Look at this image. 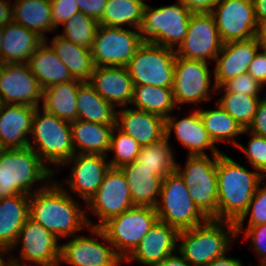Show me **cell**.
Instances as JSON below:
<instances>
[{
  "label": "cell",
  "mask_w": 266,
  "mask_h": 266,
  "mask_svg": "<svg viewBox=\"0 0 266 266\" xmlns=\"http://www.w3.org/2000/svg\"><path fill=\"white\" fill-rule=\"evenodd\" d=\"M251 138L248 147L241 143L236 148L244 152L247 161L258 171L263 177L266 174V137L258 136L250 133Z\"/></svg>",
  "instance_id": "ee69618b"
},
{
  "label": "cell",
  "mask_w": 266,
  "mask_h": 266,
  "mask_svg": "<svg viewBox=\"0 0 266 266\" xmlns=\"http://www.w3.org/2000/svg\"><path fill=\"white\" fill-rule=\"evenodd\" d=\"M210 13L223 43L257 36L252 0H220Z\"/></svg>",
  "instance_id": "9a60e30c"
},
{
  "label": "cell",
  "mask_w": 266,
  "mask_h": 266,
  "mask_svg": "<svg viewBox=\"0 0 266 266\" xmlns=\"http://www.w3.org/2000/svg\"><path fill=\"white\" fill-rule=\"evenodd\" d=\"M223 42L210 12H193L189 19L187 35L175 50L177 57L189 60H215Z\"/></svg>",
  "instance_id": "8fae6325"
},
{
  "label": "cell",
  "mask_w": 266,
  "mask_h": 266,
  "mask_svg": "<svg viewBox=\"0 0 266 266\" xmlns=\"http://www.w3.org/2000/svg\"><path fill=\"white\" fill-rule=\"evenodd\" d=\"M192 12H211L220 0H184Z\"/></svg>",
  "instance_id": "816d5d0a"
},
{
  "label": "cell",
  "mask_w": 266,
  "mask_h": 266,
  "mask_svg": "<svg viewBox=\"0 0 266 266\" xmlns=\"http://www.w3.org/2000/svg\"><path fill=\"white\" fill-rule=\"evenodd\" d=\"M80 12L99 21L102 18L107 0H76Z\"/></svg>",
  "instance_id": "f907efd6"
},
{
  "label": "cell",
  "mask_w": 266,
  "mask_h": 266,
  "mask_svg": "<svg viewBox=\"0 0 266 266\" xmlns=\"http://www.w3.org/2000/svg\"><path fill=\"white\" fill-rule=\"evenodd\" d=\"M248 73L262 86H266V49L258 51L250 63Z\"/></svg>",
  "instance_id": "681fc988"
},
{
  "label": "cell",
  "mask_w": 266,
  "mask_h": 266,
  "mask_svg": "<svg viewBox=\"0 0 266 266\" xmlns=\"http://www.w3.org/2000/svg\"><path fill=\"white\" fill-rule=\"evenodd\" d=\"M198 113L214 143L229 141L233 146H237L238 142L234 138L243 134L244 129L221 106L217 105V109L211 110L201 109Z\"/></svg>",
  "instance_id": "d590c367"
},
{
  "label": "cell",
  "mask_w": 266,
  "mask_h": 266,
  "mask_svg": "<svg viewBox=\"0 0 266 266\" xmlns=\"http://www.w3.org/2000/svg\"><path fill=\"white\" fill-rule=\"evenodd\" d=\"M108 156L100 154H74L65 164H73L66 178L69 188L87 203L101 185L110 165Z\"/></svg>",
  "instance_id": "ac0fdd59"
},
{
  "label": "cell",
  "mask_w": 266,
  "mask_h": 266,
  "mask_svg": "<svg viewBox=\"0 0 266 266\" xmlns=\"http://www.w3.org/2000/svg\"><path fill=\"white\" fill-rule=\"evenodd\" d=\"M88 82L114 107L132 102L134 84L126 67H94Z\"/></svg>",
  "instance_id": "603a6c76"
},
{
  "label": "cell",
  "mask_w": 266,
  "mask_h": 266,
  "mask_svg": "<svg viewBox=\"0 0 266 266\" xmlns=\"http://www.w3.org/2000/svg\"><path fill=\"white\" fill-rule=\"evenodd\" d=\"M88 229L93 236H99L109 245L101 244L94 237L75 235L61 245L60 263L66 262L72 266H120L123 259L116 253L104 231L100 227Z\"/></svg>",
  "instance_id": "7c38bea8"
},
{
  "label": "cell",
  "mask_w": 266,
  "mask_h": 266,
  "mask_svg": "<svg viewBox=\"0 0 266 266\" xmlns=\"http://www.w3.org/2000/svg\"><path fill=\"white\" fill-rule=\"evenodd\" d=\"M253 133L258 136L266 137V97L261 98L256 113L251 124L243 130V134Z\"/></svg>",
  "instance_id": "c3c4849f"
},
{
  "label": "cell",
  "mask_w": 266,
  "mask_h": 266,
  "mask_svg": "<svg viewBox=\"0 0 266 266\" xmlns=\"http://www.w3.org/2000/svg\"><path fill=\"white\" fill-rule=\"evenodd\" d=\"M222 87L235 94L260 97L259 92L264 88L249 73L241 74L225 82Z\"/></svg>",
  "instance_id": "f6af8a7d"
},
{
  "label": "cell",
  "mask_w": 266,
  "mask_h": 266,
  "mask_svg": "<svg viewBox=\"0 0 266 266\" xmlns=\"http://www.w3.org/2000/svg\"><path fill=\"white\" fill-rule=\"evenodd\" d=\"M116 127L141 146L158 142L165 137V119L136 108L125 107L116 111Z\"/></svg>",
  "instance_id": "7402d4cb"
},
{
  "label": "cell",
  "mask_w": 266,
  "mask_h": 266,
  "mask_svg": "<svg viewBox=\"0 0 266 266\" xmlns=\"http://www.w3.org/2000/svg\"><path fill=\"white\" fill-rule=\"evenodd\" d=\"M157 220L158 215L154 207L134 206L112 217L100 228L116 253L125 261Z\"/></svg>",
  "instance_id": "ba28073f"
},
{
  "label": "cell",
  "mask_w": 266,
  "mask_h": 266,
  "mask_svg": "<svg viewBox=\"0 0 266 266\" xmlns=\"http://www.w3.org/2000/svg\"><path fill=\"white\" fill-rule=\"evenodd\" d=\"M132 105L166 119L176 107L172 88L134 85Z\"/></svg>",
  "instance_id": "836d02e7"
},
{
  "label": "cell",
  "mask_w": 266,
  "mask_h": 266,
  "mask_svg": "<svg viewBox=\"0 0 266 266\" xmlns=\"http://www.w3.org/2000/svg\"><path fill=\"white\" fill-rule=\"evenodd\" d=\"M54 174V169L46 167L29 146L5 149L0 155V199L17 194L31 195L49 183L35 189H32L33 184L42 183Z\"/></svg>",
  "instance_id": "3957f363"
},
{
  "label": "cell",
  "mask_w": 266,
  "mask_h": 266,
  "mask_svg": "<svg viewBox=\"0 0 266 266\" xmlns=\"http://www.w3.org/2000/svg\"><path fill=\"white\" fill-rule=\"evenodd\" d=\"M77 119L116 125V109L103 99L88 81H83L77 91Z\"/></svg>",
  "instance_id": "4dcf8cb0"
},
{
  "label": "cell",
  "mask_w": 266,
  "mask_h": 266,
  "mask_svg": "<svg viewBox=\"0 0 266 266\" xmlns=\"http://www.w3.org/2000/svg\"><path fill=\"white\" fill-rule=\"evenodd\" d=\"M176 52L155 44H142L126 68L134 85L173 88Z\"/></svg>",
  "instance_id": "9c48e42d"
},
{
  "label": "cell",
  "mask_w": 266,
  "mask_h": 266,
  "mask_svg": "<svg viewBox=\"0 0 266 266\" xmlns=\"http://www.w3.org/2000/svg\"><path fill=\"white\" fill-rule=\"evenodd\" d=\"M252 4L257 23L266 21V0H252Z\"/></svg>",
  "instance_id": "11a10c76"
},
{
  "label": "cell",
  "mask_w": 266,
  "mask_h": 266,
  "mask_svg": "<svg viewBox=\"0 0 266 266\" xmlns=\"http://www.w3.org/2000/svg\"><path fill=\"white\" fill-rule=\"evenodd\" d=\"M193 12L184 0L158 8L145 4L136 27L142 44H155L176 50L185 39Z\"/></svg>",
  "instance_id": "5b68a950"
},
{
  "label": "cell",
  "mask_w": 266,
  "mask_h": 266,
  "mask_svg": "<svg viewBox=\"0 0 266 266\" xmlns=\"http://www.w3.org/2000/svg\"><path fill=\"white\" fill-rule=\"evenodd\" d=\"M119 169L126 178L133 204L155 208L159 200L163 178L152 174L151 170L139 167L136 162L123 165Z\"/></svg>",
  "instance_id": "4316f807"
},
{
  "label": "cell",
  "mask_w": 266,
  "mask_h": 266,
  "mask_svg": "<svg viewBox=\"0 0 266 266\" xmlns=\"http://www.w3.org/2000/svg\"><path fill=\"white\" fill-rule=\"evenodd\" d=\"M220 89L225 93L219 99L218 105L235 119L243 129H247L253 120L261 98L227 92L222 86L216 87L215 93Z\"/></svg>",
  "instance_id": "f35d334b"
},
{
  "label": "cell",
  "mask_w": 266,
  "mask_h": 266,
  "mask_svg": "<svg viewBox=\"0 0 266 266\" xmlns=\"http://www.w3.org/2000/svg\"><path fill=\"white\" fill-rule=\"evenodd\" d=\"M36 107L0 104V140L5 149L29 145Z\"/></svg>",
  "instance_id": "cb8c5ba5"
},
{
  "label": "cell",
  "mask_w": 266,
  "mask_h": 266,
  "mask_svg": "<svg viewBox=\"0 0 266 266\" xmlns=\"http://www.w3.org/2000/svg\"><path fill=\"white\" fill-rule=\"evenodd\" d=\"M231 237H237L235 223L208 218L198 226L179 231L178 241L182 243L177 245L176 252L192 266H205L226 255Z\"/></svg>",
  "instance_id": "277c9868"
},
{
  "label": "cell",
  "mask_w": 266,
  "mask_h": 266,
  "mask_svg": "<svg viewBox=\"0 0 266 266\" xmlns=\"http://www.w3.org/2000/svg\"><path fill=\"white\" fill-rule=\"evenodd\" d=\"M179 231L169 224L157 220L139 245L125 259L136 260L144 266H155L166 257L175 253L178 245Z\"/></svg>",
  "instance_id": "ffe728a7"
},
{
  "label": "cell",
  "mask_w": 266,
  "mask_h": 266,
  "mask_svg": "<svg viewBox=\"0 0 266 266\" xmlns=\"http://www.w3.org/2000/svg\"><path fill=\"white\" fill-rule=\"evenodd\" d=\"M3 27H0V64H2Z\"/></svg>",
  "instance_id": "91938a15"
},
{
  "label": "cell",
  "mask_w": 266,
  "mask_h": 266,
  "mask_svg": "<svg viewBox=\"0 0 266 266\" xmlns=\"http://www.w3.org/2000/svg\"><path fill=\"white\" fill-rule=\"evenodd\" d=\"M261 48L256 37L223 43L214 69V85L222 86L228 80L248 73L250 63Z\"/></svg>",
  "instance_id": "d6986e66"
},
{
  "label": "cell",
  "mask_w": 266,
  "mask_h": 266,
  "mask_svg": "<svg viewBox=\"0 0 266 266\" xmlns=\"http://www.w3.org/2000/svg\"><path fill=\"white\" fill-rule=\"evenodd\" d=\"M220 155L187 156L185 168L176 164V172L181 176L188 190L202 181H217V161Z\"/></svg>",
  "instance_id": "74e56055"
},
{
  "label": "cell",
  "mask_w": 266,
  "mask_h": 266,
  "mask_svg": "<svg viewBox=\"0 0 266 266\" xmlns=\"http://www.w3.org/2000/svg\"><path fill=\"white\" fill-rule=\"evenodd\" d=\"M257 38L261 49H266V21L258 25Z\"/></svg>",
  "instance_id": "6f0895ef"
},
{
  "label": "cell",
  "mask_w": 266,
  "mask_h": 266,
  "mask_svg": "<svg viewBox=\"0 0 266 266\" xmlns=\"http://www.w3.org/2000/svg\"><path fill=\"white\" fill-rule=\"evenodd\" d=\"M176 120V116L172 115L165 119V137L169 139L173 129L178 141L189 149V156L207 155L204 151L206 148L211 149L212 156L222 153L206 131L198 109L188 116Z\"/></svg>",
  "instance_id": "44dd1931"
},
{
  "label": "cell",
  "mask_w": 266,
  "mask_h": 266,
  "mask_svg": "<svg viewBox=\"0 0 266 266\" xmlns=\"http://www.w3.org/2000/svg\"><path fill=\"white\" fill-rule=\"evenodd\" d=\"M58 240L43 225L28 217L11 251L16 249V245L22 243L19 255L22 264L27 266V262H32L39 266H58L61 248Z\"/></svg>",
  "instance_id": "e0dca14e"
},
{
  "label": "cell",
  "mask_w": 266,
  "mask_h": 266,
  "mask_svg": "<svg viewBox=\"0 0 266 266\" xmlns=\"http://www.w3.org/2000/svg\"><path fill=\"white\" fill-rule=\"evenodd\" d=\"M53 26L57 29L72 16L79 13L76 0H50Z\"/></svg>",
  "instance_id": "bcb514c9"
},
{
  "label": "cell",
  "mask_w": 266,
  "mask_h": 266,
  "mask_svg": "<svg viewBox=\"0 0 266 266\" xmlns=\"http://www.w3.org/2000/svg\"><path fill=\"white\" fill-rule=\"evenodd\" d=\"M155 266H192L181 254H172Z\"/></svg>",
  "instance_id": "db71d44e"
},
{
  "label": "cell",
  "mask_w": 266,
  "mask_h": 266,
  "mask_svg": "<svg viewBox=\"0 0 266 266\" xmlns=\"http://www.w3.org/2000/svg\"><path fill=\"white\" fill-rule=\"evenodd\" d=\"M52 49L68 68L71 76L80 81H89L93 73L94 64L91 49L74 44L56 35L51 40Z\"/></svg>",
  "instance_id": "d6a6232c"
},
{
  "label": "cell",
  "mask_w": 266,
  "mask_h": 266,
  "mask_svg": "<svg viewBox=\"0 0 266 266\" xmlns=\"http://www.w3.org/2000/svg\"><path fill=\"white\" fill-rule=\"evenodd\" d=\"M64 32L59 34L63 38L73 42L76 45L91 49L93 40L99 22L92 17H89L82 12H79L72 16L68 21L63 23Z\"/></svg>",
  "instance_id": "ab89813d"
},
{
  "label": "cell",
  "mask_w": 266,
  "mask_h": 266,
  "mask_svg": "<svg viewBox=\"0 0 266 266\" xmlns=\"http://www.w3.org/2000/svg\"><path fill=\"white\" fill-rule=\"evenodd\" d=\"M37 107L33 117L29 147L43 163L64 165L74 154L71 122L62 120ZM36 147V148H35Z\"/></svg>",
  "instance_id": "8992f818"
},
{
  "label": "cell",
  "mask_w": 266,
  "mask_h": 266,
  "mask_svg": "<svg viewBox=\"0 0 266 266\" xmlns=\"http://www.w3.org/2000/svg\"><path fill=\"white\" fill-rule=\"evenodd\" d=\"M86 205L88 210L90 208L91 213L97 215L100 221L98 224H93L92 227H101L112 217L135 206L126 178L119 168H109L98 190Z\"/></svg>",
  "instance_id": "4fadbf2b"
},
{
  "label": "cell",
  "mask_w": 266,
  "mask_h": 266,
  "mask_svg": "<svg viewBox=\"0 0 266 266\" xmlns=\"http://www.w3.org/2000/svg\"><path fill=\"white\" fill-rule=\"evenodd\" d=\"M43 89L27 63L0 64V104L40 107Z\"/></svg>",
  "instance_id": "2e32d148"
},
{
  "label": "cell",
  "mask_w": 266,
  "mask_h": 266,
  "mask_svg": "<svg viewBox=\"0 0 266 266\" xmlns=\"http://www.w3.org/2000/svg\"><path fill=\"white\" fill-rule=\"evenodd\" d=\"M158 203V220L178 231L191 229L208 218L196 207L181 176L175 171L163 179ZM202 222V223H201Z\"/></svg>",
  "instance_id": "52a82bcc"
},
{
  "label": "cell",
  "mask_w": 266,
  "mask_h": 266,
  "mask_svg": "<svg viewBox=\"0 0 266 266\" xmlns=\"http://www.w3.org/2000/svg\"><path fill=\"white\" fill-rule=\"evenodd\" d=\"M30 195L17 194L0 199V249L11 252L29 217Z\"/></svg>",
  "instance_id": "d4e9b609"
},
{
  "label": "cell",
  "mask_w": 266,
  "mask_h": 266,
  "mask_svg": "<svg viewBox=\"0 0 266 266\" xmlns=\"http://www.w3.org/2000/svg\"><path fill=\"white\" fill-rule=\"evenodd\" d=\"M140 149L141 145L136 140L115 126L111 133L109 147V151H113L115 155L108 161L110 167L120 168L123 165L135 162Z\"/></svg>",
  "instance_id": "60d3db41"
},
{
  "label": "cell",
  "mask_w": 266,
  "mask_h": 266,
  "mask_svg": "<svg viewBox=\"0 0 266 266\" xmlns=\"http://www.w3.org/2000/svg\"><path fill=\"white\" fill-rule=\"evenodd\" d=\"M83 81L74 79L43 89V109L56 117L73 122L77 120V91Z\"/></svg>",
  "instance_id": "f546056e"
},
{
  "label": "cell",
  "mask_w": 266,
  "mask_h": 266,
  "mask_svg": "<svg viewBox=\"0 0 266 266\" xmlns=\"http://www.w3.org/2000/svg\"><path fill=\"white\" fill-rule=\"evenodd\" d=\"M45 40L29 58L27 64L42 89L51 85L74 80L68 68Z\"/></svg>",
  "instance_id": "83f0119b"
},
{
  "label": "cell",
  "mask_w": 266,
  "mask_h": 266,
  "mask_svg": "<svg viewBox=\"0 0 266 266\" xmlns=\"http://www.w3.org/2000/svg\"><path fill=\"white\" fill-rule=\"evenodd\" d=\"M205 266H243L237 258L226 257L225 255L212 260Z\"/></svg>",
  "instance_id": "9f6ffc18"
},
{
  "label": "cell",
  "mask_w": 266,
  "mask_h": 266,
  "mask_svg": "<svg viewBox=\"0 0 266 266\" xmlns=\"http://www.w3.org/2000/svg\"><path fill=\"white\" fill-rule=\"evenodd\" d=\"M143 0H107L99 25L122 28L129 25L136 29L143 17Z\"/></svg>",
  "instance_id": "8d00e7d4"
},
{
  "label": "cell",
  "mask_w": 266,
  "mask_h": 266,
  "mask_svg": "<svg viewBox=\"0 0 266 266\" xmlns=\"http://www.w3.org/2000/svg\"><path fill=\"white\" fill-rule=\"evenodd\" d=\"M81 207L62 184L50 181L43 189L30 195L29 217L58 239L73 237L93 224Z\"/></svg>",
  "instance_id": "6da1fadb"
},
{
  "label": "cell",
  "mask_w": 266,
  "mask_h": 266,
  "mask_svg": "<svg viewBox=\"0 0 266 266\" xmlns=\"http://www.w3.org/2000/svg\"><path fill=\"white\" fill-rule=\"evenodd\" d=\"M13 21L47 40L45 33L56 30L52 22L50 0H16Z\"/></svg>",
  "instance_id": "1f68e13d"
},
{
  "label": "cell",
  "mask_w": 266,
  "mask_h": 266,
  "mask_svg": "<svg viewBox=\"0 0 266 266\" xmlns=\"http://www.w3.org/2000/svg\"><path fill=\"white\" fill-rule=\"evenodd\" d=\"M169 145V139L164 137L158 142L141 146L135 162L139 164V167L151 170L152 174L164 179L170 173L175 172L177 164Z\"/></svg>",
  "instance_id": "e575fe53"
},
{
  "label": "cell",
  "mask_w": 266,
  "mask_h": 266,
  "mask_svg": "<svg viewBox=\"0 0 266 266\" xmlns=\"http://www.w3.org/2000/svg\"><path fill=\"white\" fill-rule=\"evenodd\" d=\"M142 45L136 29L99 25L91 55L95 67H126Z\"/></svg>",
  "instance_id": "30bf717a"
},
{
  "label": "cell",
  "mask_w": 266,
  "mask_h": 266,
  "mask_svg": "<svg viewBox=\"0 0 266 266\" xmlns=\"http://www.w3.org/2000/svg\"><path fill=\"white\" fill-rule=\"evenodd\" d=\"M45 40L24 26L8 23L3 27L2 64L27 63Z\"/></svg>",
  "instance_id": "484cf974"
},
{
  "label": "cell",
  "mask_w": 266,
  "mask_h": 266,
  "mask_svg": "<svg viewBox=\"0 0 266 266\" xmlns=\"http://www.w3.org/2000/svg\"><path fill=\"white\" fill-rule=\"evenodd\" d=\"M196 207L207 217L218 220V182L202 181L189 190Z\"/></svg>",
  "instance_id": "b9f144b4"
},
{
  "label": "cell",
  "mask_w": 266,
  "mask_h": 266,
  "mask_svg": "<svg viewBox=\"0 0 266 266\" xmlns=\"http://www.w3.org/2000/svg\"><path fill=\"white\" fill-rule=\"evenodd\" d=\"M264 178L221 153L217 161L218 220L236 223Z\"/></svg>",
  "instance_id": "7a4b0ae2"
},
{
  "label": "cell",
  "mask_w": 266,
  "mask_h": 266,
  "mask_svg": "<svg viewBox=\"0 0 266 266\" xmlns=\"http://www.w3.org/2000/svg\"><path fill=\"white\" fill-rule=\"evenodd\" d=\"M8 260L9 261L6 262L5 259H3V261L0 263V266H25L24 264L19 263V261L14 257H11Z\"/></svg>",
  "instance_id": "680465c9"
},
{
  "label": "cell",
  "mask_w": 266,
  "mask_h": 266,
  "mask_svg": "<svg viewBox=\"0 0 266 266\" xmlns=\"http://www.w3.org/2000/svg\"><path fill=\"white\" fill-rule=\"evenodd\" d=\"M245 230V239L250 238L258 257L260 256L261 260L259 261L261 266H266V224H261L258 226H250Z\"/></svg>",
  "instance_id": "7dc6e473"
},
{
  "label": "cell",
  "mask_w": 266,
  "mask_h": 266,
  "mask_svg": "<svg viewBox=\"0 0 266 266\" xmlns=\"http://www.w3.org/2000/svg\"><path fill=\"white\" fill-rule=\"evenodd\" d=\"M210 84V70L207 62L176 56L172 88L176 106L183 103L198 104L209 101L211 99L209 92H216V86L213 84L210 89Z\"/></svg>",
  "instance_id": "5bb4252c"
},
{
  "label": "cell",
  "mask_w": 266,
  "mask_h": 266,
  "mask_svg": "<svg viewBox=\"0 0 266 266\" xmlns=\"http://www.w3.org/2000/svg\"><path fill=\"white\" fill-rule=\"evenodd\" d=\"M4 150H5V148L2 145L1 140H0V155L3 153Z\"/></svg>",
  "instance_id": "6125c7cd"
},
{
  "label": "cell",
  "mask_w": 266,
  "mask_h": 266,
  "mask_svg": "<svg viewBox=\"0 0 266 266\" xmlns=\"http://www.w3.org/2000/svg\"><path fill=\"white\" fill-rule=\"evenodd\" d=\"M116 125H106L83 120L71 122L72 143L75 154L107 155L113 128ZM81 151V152H80Z\"/></svg>",
  "instance_id": "f1b7e54d"
},
{
  "label": "cell",
  "mask_w": 266,
  "mask_h": 266,
  "mask_svg": "<svg viewBox=\"0 0 266 266\" xmlns=\"http://www.w3.org/2000/svg\"><path fill=\"white\" fill-rule=\"evenodd\" d=\"M249 222L247 228L250 226H258L261 224H266V186L257 187L252 200L250 201L248 208L244 215L235 223L237 236L242 232L243 222L248 216Z\"/></svg>",
  "instance_id": "7bdbcfd3"
},
{
  "label": "cell",
  "mask_w": 266,
  "mask_h": 266,
  "mask_svg": "<svg viewBox=\"0 0 266 266\" xmlns=\"http://www.w3.org/2000/svg\"><path fill=\"white\" fill-rule=\"evenodd\" d=\"M13 22V5L9 0H0V27Z\"/></svg>",
  "instance_id": "f5cc1de1"
},
{
  "label": "cell",
  "mask_w": 266,
  "mask_h": 266,
  "mask_svg": "<svg viewBox=\"0 0 266 266\" xmlns=\"http://www.w3.org/2000/svg\"><path fill=\"white\" fill-rule=\"evenodd\" d=\"M6 252L0 249V263L3 261V256Z\"/></svg>",
  "instance_id": "94428289"
}]
</instances>
